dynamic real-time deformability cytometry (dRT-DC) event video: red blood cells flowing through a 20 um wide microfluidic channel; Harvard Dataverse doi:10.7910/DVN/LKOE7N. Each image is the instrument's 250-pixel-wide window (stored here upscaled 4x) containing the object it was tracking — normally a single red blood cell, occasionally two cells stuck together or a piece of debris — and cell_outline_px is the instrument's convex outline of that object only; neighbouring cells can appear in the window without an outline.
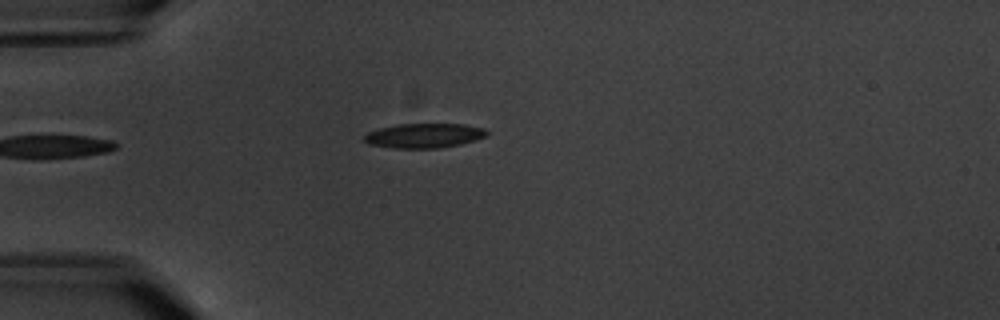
{"species": "common noctule bat (a hibernating species)", "species_latin": "Nyctalus noctula", "temperature_condition": "warm", "stored_images_in_passage": 7, "camera_frame_rate_fps": 3000, "um_per_image_px": 0.085, "animal": {"sex": "male", "body_mass_g": 20.1, "forearm_length_mm": 53.5}, "frame": {"image": 1, "passage_image": 4, "time_ms": 4.333, "image_size_px": [1000, 320], "cell_outline_px": [[488, 136], [476, 140], [460, 144], [436, 148], [392, 148], [368, 144], [364, 140], [364, 136], [368, 132], [380, 128], [396, 124], [464, 124], [484, 128], [488, 132]], "centroid_in_image_um": [36.06, 11.52], "position_along_channel_um": 48.9, "area_um2": 17.57}}